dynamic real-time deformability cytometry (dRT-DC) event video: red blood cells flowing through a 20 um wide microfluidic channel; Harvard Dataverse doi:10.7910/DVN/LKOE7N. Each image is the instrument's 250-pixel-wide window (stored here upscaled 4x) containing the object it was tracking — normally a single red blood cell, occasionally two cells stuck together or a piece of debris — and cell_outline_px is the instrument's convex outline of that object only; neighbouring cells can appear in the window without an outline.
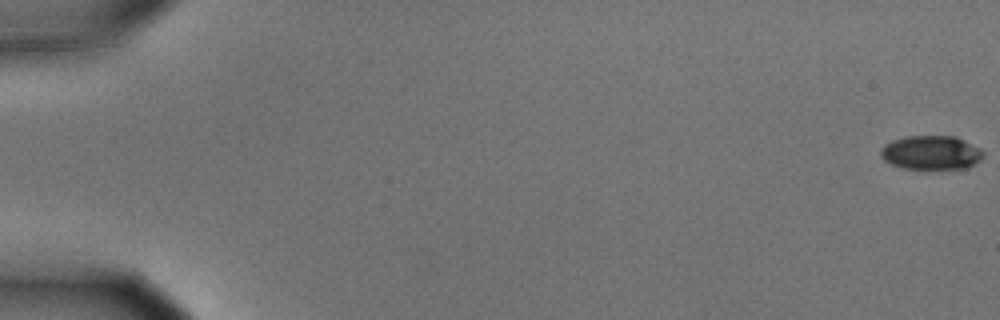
{"species": "common noctule bat (a hibernating species)", "species_latin": "Nyctalus noctula", "temperature_condition": "cold", "stored_images_in_passage": 5, "camera_frame_rate_fps": 3000, "um_per_image_px": 0.085, "animal": {"sex": "male", "body_mass_g": 15.6}, "frame": {"image": 1, "passage_image": 1, "time_ms": 0.0, "image_size_px": [1000, 320], "cell_outline_px": [[984, 156], [980, 160], [968, 168], [924, 172], [900, 168], [884, 160], [880, 156], [880, 148], [884, 144], [892, 140], [904, 136], [956, 136], [980, 148], [984, 152]], "centroid_in_image_um": [79.13, 13.02], "position_along_channel_um": 5.9, "area_um2": 21.39}}
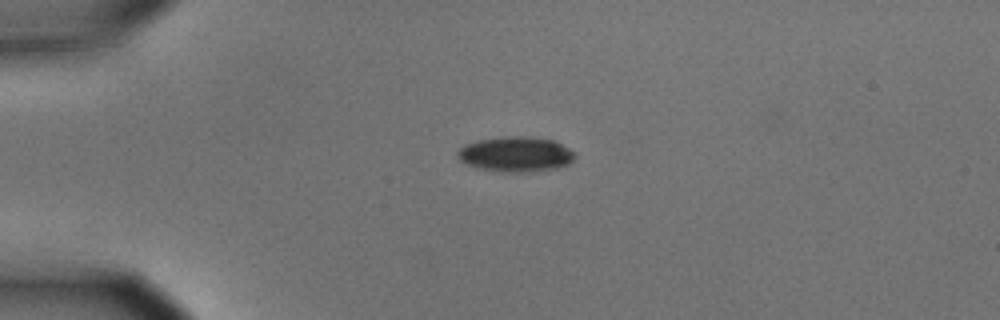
{"frame": {"image": 2, "passage_image": 4, "time_ms": 1.0, "image_size_px": [1000, 320], "cell_outline_px": [[576, 156], [568, 164], [560, 168], [528, 172], [500, 172], [476, 168], [460, 160], [456, 156], [456, 152], [464, 144], [476, 140], [504, 136], [528, 136], [556, 140], [568, 148]], "centroid_in_image_um": [43.82, 13.1], "position_along_channel_um": 41.2, "area_um2": 24.39}}